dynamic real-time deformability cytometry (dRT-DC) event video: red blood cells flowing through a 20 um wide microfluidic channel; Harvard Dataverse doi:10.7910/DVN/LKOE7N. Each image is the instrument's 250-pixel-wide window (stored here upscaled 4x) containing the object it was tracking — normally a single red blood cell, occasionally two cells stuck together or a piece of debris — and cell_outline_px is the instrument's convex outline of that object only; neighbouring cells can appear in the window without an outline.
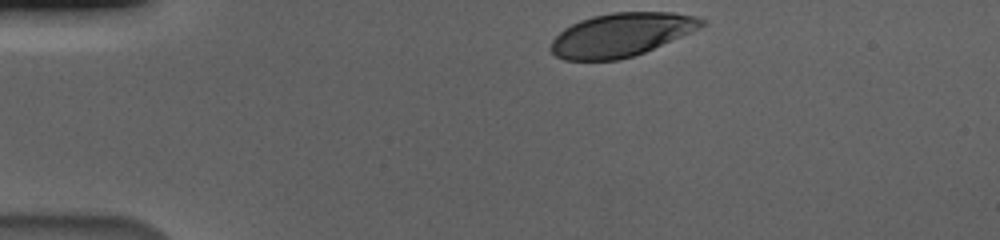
{"species": "human", "species_latin": "Homo sapiens", "temperature_condition": "cold", "stored_images_in_passage": 37, "camera_frame_rate_fps": 3000, "um_per_image_px": 0.085, "donor": {"sex": "male"}, "frame": {"image": 1, "passage_image": 1, "time_ms": 0.0, "image_size_px": [1000, 240], "cell_outline_px": [[708, 24], [700, 28], [644, 52], [620, 60], [564, 60], [556, 56], [548, 48], [552, 40], [564, 28], [580, 20], [592, 16], [612, 12], [672, 12], [696, 16], [704, 20]], "centroid_in_image_um": [52.79, 2.95], "position_along_channel_um": 32.2, "area_um2": 38.15}}
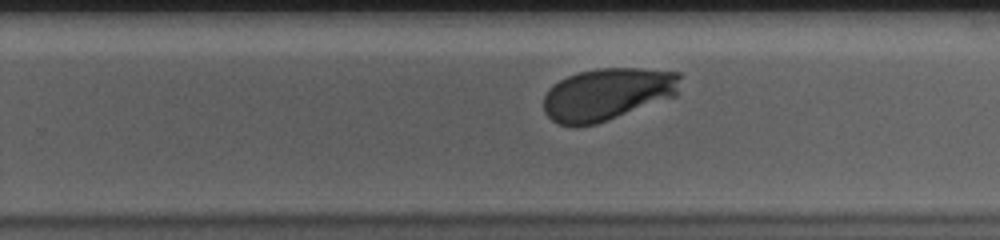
{"frame": {"image": 2, "passage_image": 27, "time_ms": 8.667, "image_size_px": [1000, 240], "cell_outline_px": [[680, 76], [676, 96], [596, 124], [576, 128], [556, 124], [544, 112], [544, 96], [548, 88], [560, 80], [568, 76], [580, 72], [596, 68], [640, 68], [680, 72]], "centroid_in_image_um": [51.59, 8.02], "position_along_channel_um": 278.2, "area_um2": 41.91}}
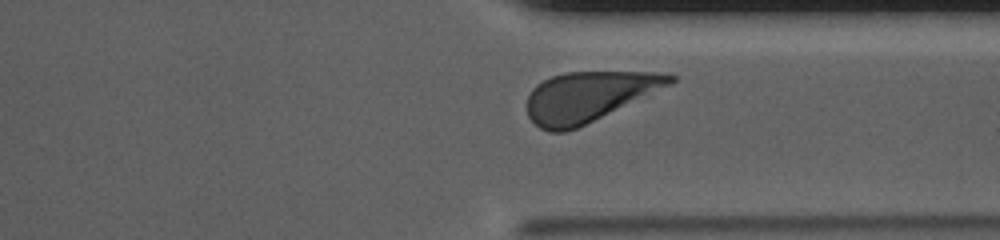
{"frame": {"image": 3, "passage_image": 34, "time_ms": 11.0, "image_size_px": [1000, 240], "cell_outline_px": [[676, 80], [672, 84], [576, 128], [564, 132], [548, 132], [540, 128], [528, 116], [524, 104], [532, 88], [536, 84], [552, 76], [564, 72], [672, 72], [676, 76]], "centroid_in_image_um": [50.01, 8.19], "position_along_channel_um": 361.4, "area_um2": 41.67}, "authors_computed_cell_mechanics": {"area_um2": 42.0784, "velocity_mm_per_s": 3.5408, "shape_relaxation_time_tau1_ms": 2.5381, "shape_relaxation_time_tau2_ms": null, "deformation_change_tau1": 0.1618, "deformation_change_tau2": null}}